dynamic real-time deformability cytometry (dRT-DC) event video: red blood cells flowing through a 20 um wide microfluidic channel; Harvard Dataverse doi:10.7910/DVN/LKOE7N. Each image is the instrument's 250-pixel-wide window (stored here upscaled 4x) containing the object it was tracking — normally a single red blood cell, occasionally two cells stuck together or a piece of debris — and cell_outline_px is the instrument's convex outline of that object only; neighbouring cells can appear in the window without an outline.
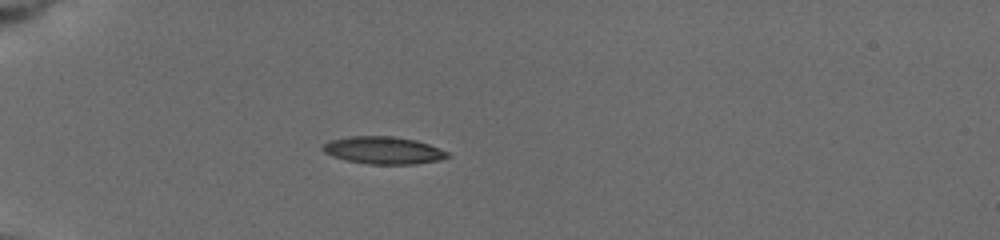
{"species": "common noctule bat (a hibernating species)", "species_latin": "Nyctalus noctula", "temperature_condition": "cold", "stored_images_in_passage": 17, "camera_frame_rate_fps": 3000, "um_per_image_px": 0.085, "animal": {"sex": "female", "body_mass_g": 19.5, "forearm_length_mm": 54.1}, "frame": {"image": 1, "passage_image": 1, "time_ms": 0.0, "image_size_px": [1000, 240], "cell_outline_px": [[452, 156], [440, 160], [416, 164], [368, 164], [348, 160], [332, 156], [324, 152], [320, 148], [328, 140], [348, 136], [392, 136], [416, 140], [428, 144], [448, 152]], "centroid_in_image_um": [32.58, 12.77], "position_along_channel_um": 52.4, "area_um2": 20.0}}
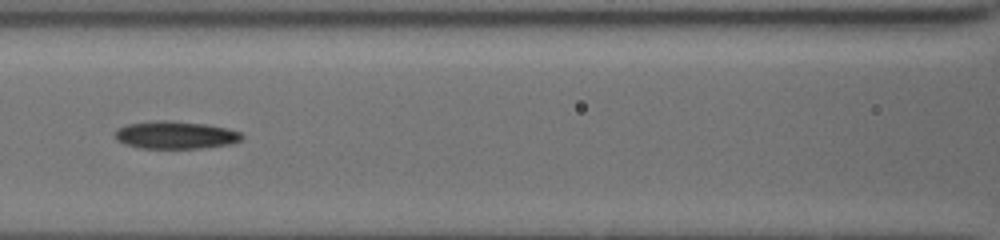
{"frame": {"image": 2, "passage_image": 10, "time_ms": 3.333, "image_size_px": [1000, 240], "cell_outline_px": [[244, 136], [240, 140], [232, 144], [204, 148], [140, 148], [124, 144], [116, 140], [116, 128], [128, 124], [160, 120], [168, 120], [204, 124], [228, 128], [240, 132]], "centroid_in_image_um": [14.93, 11.48], "position_along_channel_um": 151.7, "area_um2": 20.46}}
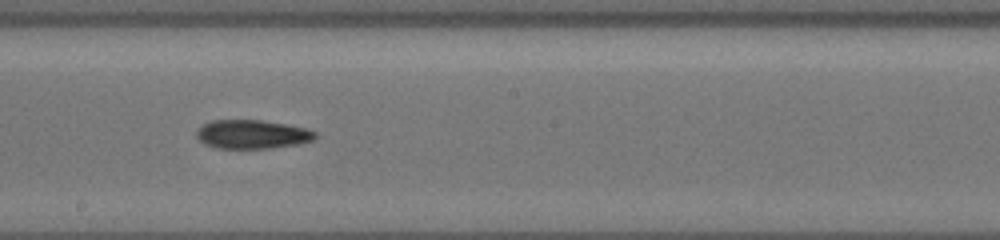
{"frame": {"image": 3, "passage_image": 15, "time_ms": 5.333, "image_size_px": [1000, 240], "cell_outline_px": [[316, 136], [312, 140], [300, 144], [272, 148], [216, 148], [204, 144], [196, 136], [196, 132], [204, 124], [212, 120], [260, 120], [284, 124], [304, 128], [316, 132]], "centroid_in_image_um": [21.42, 11.42], "position_along_channel_um": 226.8, "area_um2": 19.77}}